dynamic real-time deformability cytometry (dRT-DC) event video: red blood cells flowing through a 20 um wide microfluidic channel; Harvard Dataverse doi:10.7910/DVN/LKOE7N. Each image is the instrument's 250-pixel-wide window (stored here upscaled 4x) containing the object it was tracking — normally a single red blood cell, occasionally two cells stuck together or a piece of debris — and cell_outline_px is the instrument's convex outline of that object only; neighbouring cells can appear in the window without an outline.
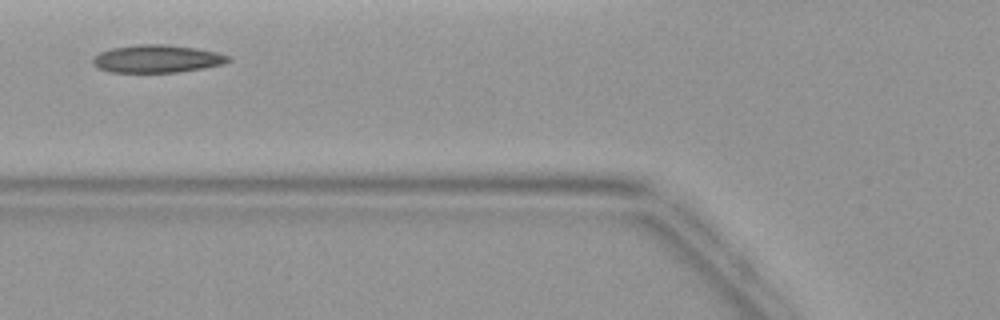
{"species": "common noctule bat (a hibernating species)", "species_latin": "Nyctalus noctula", "temperature_condition": "warm", "stored_images_in_passage": 2, "camera_frame_rate_fps": 3000, "um_per_image_px": 0.085, "animal": {"sex": "female", "body_mass_g": 19.9}, "frame": {"image": 1, "passage_image": 2, "time_ms": 1.0, "image_size_px": [1000, 320], "cell_outline_px": [[232, 60], [224, 64], [204, 68], [176, 72], [112, 72], [100, 68], [92, 64], [92, 56], [100, 52], [112, 48], [140, 44], [164, 44], [196, 48], [216, 52], [228, 56]], "centroid_in_image_um": [13.34, 4.99], "position_along_channel_um": 112.5, "area_um2": 21.85}}